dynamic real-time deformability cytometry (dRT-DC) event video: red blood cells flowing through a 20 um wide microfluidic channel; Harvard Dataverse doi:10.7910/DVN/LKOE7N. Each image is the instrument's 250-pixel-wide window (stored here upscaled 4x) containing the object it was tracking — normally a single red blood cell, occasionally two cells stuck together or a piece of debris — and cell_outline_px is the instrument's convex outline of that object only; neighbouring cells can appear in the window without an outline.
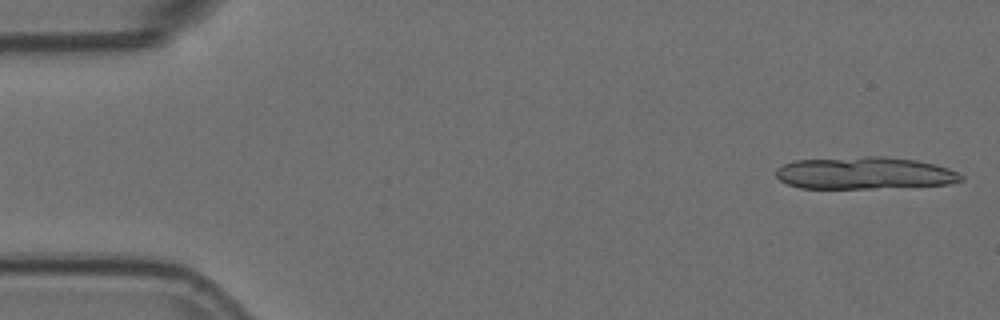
{"species": "Egyptian fruit bat (a non-hibernating species)", "species_latin": "Rousettus aegyptiacus", "temperature_condition": "room temperature", "stored_images_in_passage": 7, "segment_of_instrument_passage": [1, 2], "camera_frame_rate_fps": 3000, "um_per_image_px": 0.085, "animal": {"sex": "female"}, "frame": {"image": 1, "passage_image": 1, "time_ms": 0.0, "image_size_px": [1000, 320], "cell_outline_px": [[964, 180], [948, 184], [876, 188], [800, 188], [788, 184], [780, 180], [776, 176], [776, 168], [784, 164], [796, 160], [864, 156], [888, 156], [916, 160], [936, 164], [948, 168], [964, 176]], "centroid_in_image_um": [73.49, 14.7], "position_along_channel_um": 11.5, "area_um2": 34.85}}